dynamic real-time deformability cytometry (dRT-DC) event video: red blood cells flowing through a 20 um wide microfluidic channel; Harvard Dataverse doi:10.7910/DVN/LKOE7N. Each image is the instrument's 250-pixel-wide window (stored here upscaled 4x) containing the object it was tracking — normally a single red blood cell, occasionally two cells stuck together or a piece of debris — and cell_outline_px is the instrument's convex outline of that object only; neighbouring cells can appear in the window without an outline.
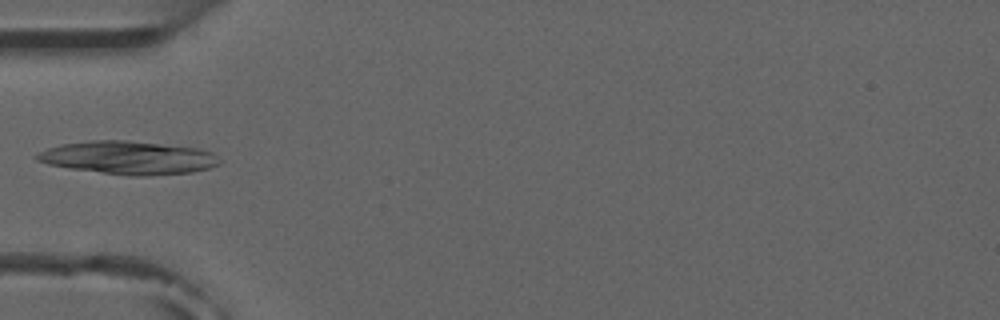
{"species": "common noctule bat (a hibernating species)", "species_latin": "Nyctalus noctula", "temperature_condition": "room temperature", "stored_images_in_passage": 5, "camera_frame_rate_fps": 3000, "um_per_image_px": 0.085, "animal": {"sex": "male", "forearm_length_mm": 52.5}, "frame": {"image": 1, "passage_image": 5, "time_ms": 4.667, "image_size_px": [1000, 320], "cell_outline_px": [[220, 164], [208, 168], [192, 172], [144, 176], [132, 176], [68, 168], [48, 164], [36, 160], [36, 156], [40, 152], [48, 148], [60, 144], [92, 140], [128, 140], [196, 148], [212, 152], [220, 160]], "centroid_in_image_um": [10.91, 13.4], "position_along_channel_um": 74.1, "area_um2": 35.08}}